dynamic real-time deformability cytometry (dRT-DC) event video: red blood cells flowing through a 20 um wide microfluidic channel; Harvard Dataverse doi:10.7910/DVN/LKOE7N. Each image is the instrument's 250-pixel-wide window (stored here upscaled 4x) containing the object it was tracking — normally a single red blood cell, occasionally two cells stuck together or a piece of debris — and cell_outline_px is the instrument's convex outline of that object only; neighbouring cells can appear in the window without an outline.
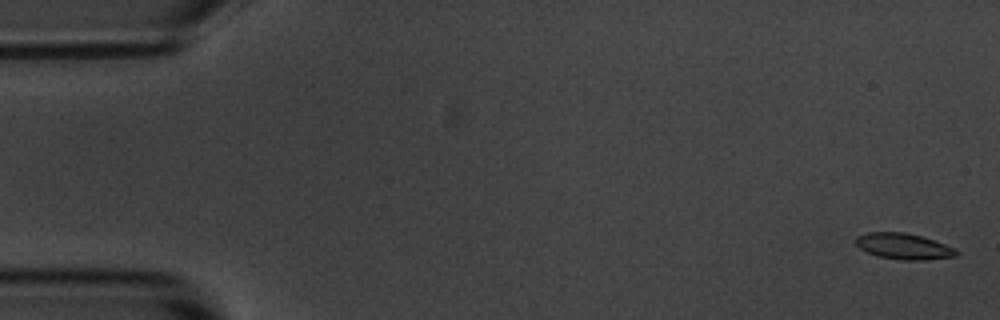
{"species": "common noctule bat (a hibernating species)", "species_latin": "Nyctalus noctula", "temperature_condition": "room temperature", "stored_images_in_passage": 5, "camera_frame_rate_fps": 3000, "um_per_image_px": 0.085, "animal": {"sex": "male", "body_mass_g": 20.1, "forearm_length_mm": 53.5}, "frame": {"image": 1, "passage_image": 1, "time_ms": 0.0, "image_size_px": [1000, 320], "cell_outline_px": [[960, 252], [956, 256], [924, 260], [900, 260], [880, 256], [868, 252], [860, 248], [856, 244], [856, 236], [868, 232], [904, 232], [920, 236], [944, 244]], "centroid_in_image_um": [76.79, 20.93], "position_along_channel_um": 8.2, "area_um2": 14.97}}